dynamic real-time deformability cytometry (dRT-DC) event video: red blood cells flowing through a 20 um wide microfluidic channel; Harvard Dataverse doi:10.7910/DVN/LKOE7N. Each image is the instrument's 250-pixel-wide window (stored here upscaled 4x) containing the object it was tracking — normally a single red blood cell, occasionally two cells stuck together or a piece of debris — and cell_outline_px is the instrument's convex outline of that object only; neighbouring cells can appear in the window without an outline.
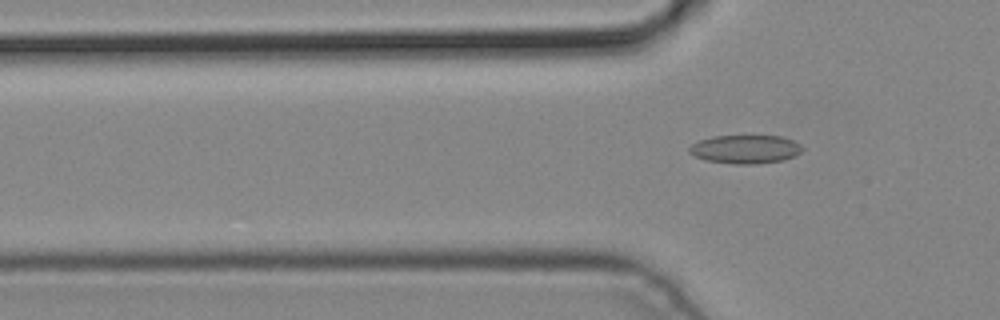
{"species": "common noctule bat (a hibernating species)", "species_latin": "Nyctalus noctula", "temperature_condition": "cold", "stored_images_in_passage": 5, "camera_frame_rate_fps": 3000, "um_per_image_px": 0.085, "animal": {"sex": "male", "body_mass_g": 19.2, "forearm_length_mm": 51.8}, "frame": {"image": 1, "passage_image": 5, "time_ms": 1.333, "image_size_px": [1000, 320], "cell_outline_px": [[804, 148], [800, 152], [784, 160], [756, 164], [732, 164], [704, 160], [688, 152], [688, 148], [692, 144], [700, 140], [712, 136], [780, 136], [792, 140], [800, 144]], "centroid_in_image_um": [63.33, 12.69], "position_along_channel_um": 62.5, "area_um2": 18.79}}